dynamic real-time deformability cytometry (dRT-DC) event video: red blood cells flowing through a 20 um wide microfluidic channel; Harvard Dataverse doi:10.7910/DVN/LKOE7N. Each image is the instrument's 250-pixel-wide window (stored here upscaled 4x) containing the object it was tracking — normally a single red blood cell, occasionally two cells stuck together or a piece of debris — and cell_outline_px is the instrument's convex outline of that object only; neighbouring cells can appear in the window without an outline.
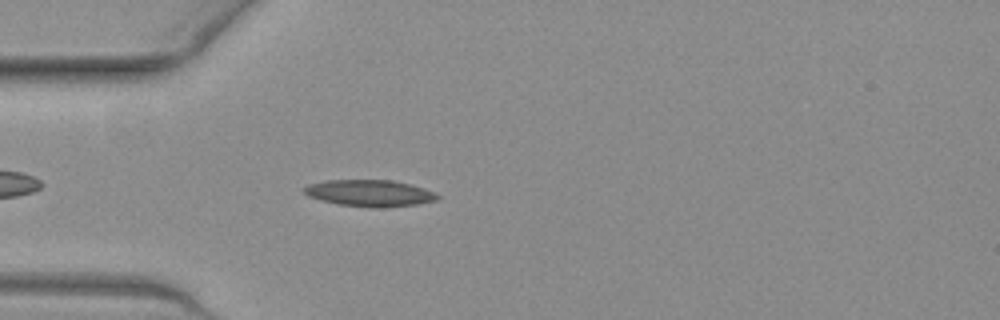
{"species": "common noctule bat (a hibernating species)", "species_latin": "Nyctalus noctula", "temperature_condition": "warm", "stored_images_in_passage": 38, "camera_frame_rate_fps": 3000, "um_per_image_px": 0.085, "animal": {"sex": "female", "body_mass_g": 19.3, "forearm_length_mm": 54.1}, "frame": {"image": 1, "passage_image": 4, "time_ms": 1.0, "image_size_px": [1000, 320], "cell_outline_px": [[440, 196], [436, 200], [416, 204], [376, 208], [372, 208], [340, 204], [320, 200], [308, 196], [300, 188], [308, 184], [324, 180], [392, 180], [424, 188], [436, 192]], "centroid_in_image_um": [31.38, 16.41], "position_along_channel_um": 53.6, "area_um2": 20.69}}
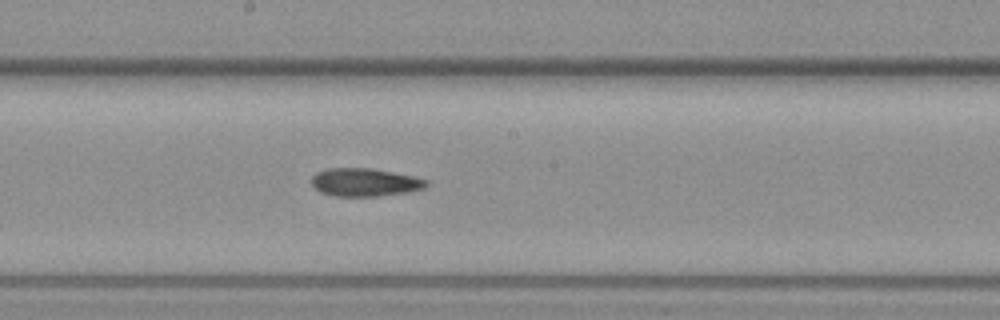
{"frame": {"image": 2, "passage_image": 17, "time_ms": 5.333, "image_size_px": [1000, 320], "cell_outline_px": [[428, 184], [424, 188], [408, 192], [380, 196], [332, 196], [320, 192], [312, 184], [312, 176], [316, 172], [328, 168], [372, 168], [412, 176], [428, 180]], "centroid_in_image_um": [31.0, 15.5], "position_along_channel_um": 217.2, "area_um2": 18.79}}
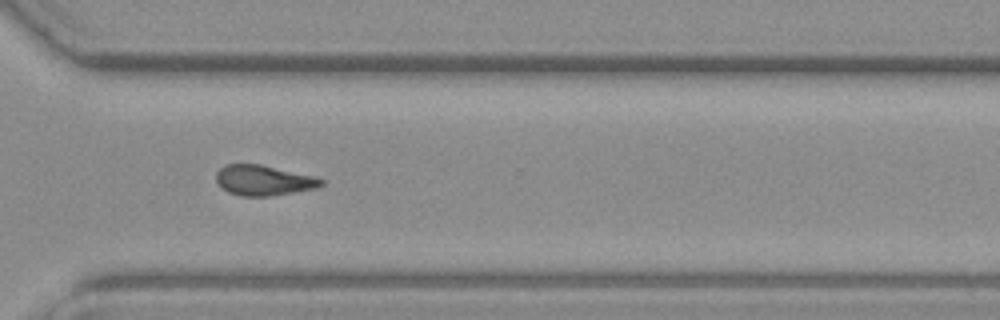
{"frame": {"image": 3, "passage_image": 27, "time_ms": 8.667, "image_size_px": [1000, 320], "cell_outline_px": [[324, 184], [316, 188], [272, 196], [240, 196], [228, 192], [216, 180], [216, 172], [224, 164], [260, 164], [312, 176], [324, 180]], "centroid_in_image_um": [22.39, 15.33], "position_along_channel_um": 348.2, "area_um2": 18.38}, "authors_computed_cell_mechanics": {"area_um2": 19.074, "velocity_mm_per_s": 3.9294, "shape_relaxation_time_tau1_ms": null, "shape_relaxation_time_tau2_ms": 6.0438, "deformation_change_tau1": null, "deformation_change_tau2": 0.168}}